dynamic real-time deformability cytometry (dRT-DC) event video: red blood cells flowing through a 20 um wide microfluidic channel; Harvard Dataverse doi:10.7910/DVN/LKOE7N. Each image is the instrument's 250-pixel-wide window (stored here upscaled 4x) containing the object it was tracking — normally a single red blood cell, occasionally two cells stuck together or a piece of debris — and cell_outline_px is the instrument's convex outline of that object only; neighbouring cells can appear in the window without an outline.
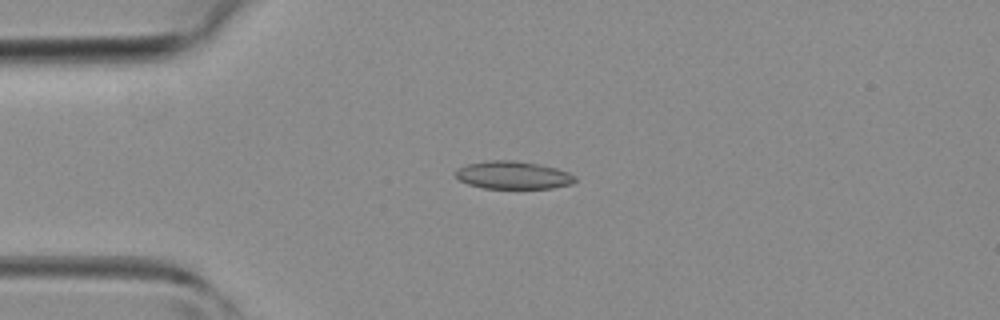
{"species": "common noctule bat (a hibernating species)", "species_latin": "Nyctalus noctula", "temperature_condition": "room temperature", "stored_images_in_passage": 43, "camera_frame_rate_fps": 3000, "um_per_image_px": 0.085, "animal": {"sex": "female", "body_mass_g": 19.3, "forearm_length_mm": 54.1}, "frame": {"image": 1, "passage_image": 10, "time_ms": 3.0, "image_size_px": [1000, 320], "cell_outline_px": [[576, 180], [572, 184], [552, 188], [484, 188], [468, 184], [460, 180], [456, 176], [456, 172], [460, 168], [468, 164], [488, 160], [512, 160], [536, 164], [556, 168], [568, 172], [576, 176]], "centroid_in_image_um": [43.64, 14.89], "position_along_channel_um": 41.4, "area_um2": 19.13}}
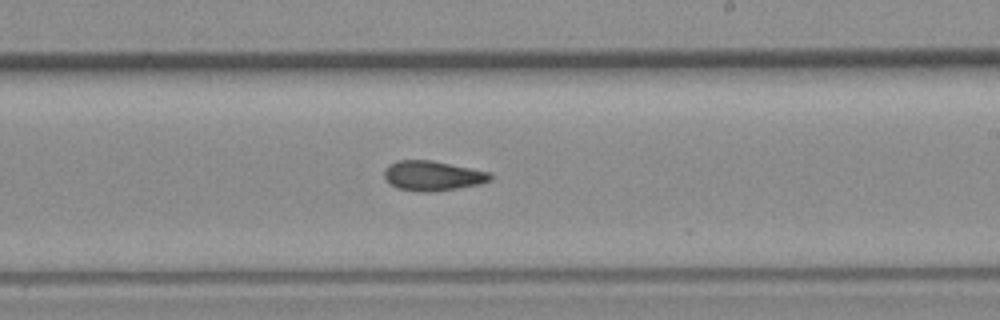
{"frame": {"image": 2, "passage_image": 25, "time_ms": 8.0, "image_size_px": [1000, 320], "cell_outline_px": [[492, 180], [480, 184], [436, 192], [420, 192], [396, 188], [384, 176], [384, 168], [388, 164], [396, 160], [432, 160], [492, 172]], "centroid_in_image_um": [36.79, 14.94], "position_along_channel_um": 252.2, "area_um2": 18.73}}
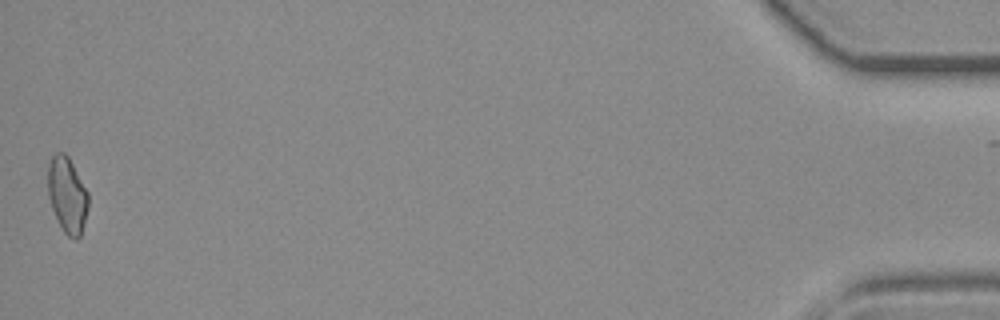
{"frame": {"image": 3, "passage_image": 43, "time_ms": 14.0, "image_size_px": [1000, 320], "cell_outline_px": [[88, 208], [80, 236], [76, 240], [68, 236], [64, 232], [52, 208], [48, 196], [48, 164], [52, 156], [56, 152], [64, 152], [68, 156], [88, 192]], "centroid_in_image_um": [5.71, 16.55], "position_along_channel_um": 429.5, "area_um2": 17.69}}